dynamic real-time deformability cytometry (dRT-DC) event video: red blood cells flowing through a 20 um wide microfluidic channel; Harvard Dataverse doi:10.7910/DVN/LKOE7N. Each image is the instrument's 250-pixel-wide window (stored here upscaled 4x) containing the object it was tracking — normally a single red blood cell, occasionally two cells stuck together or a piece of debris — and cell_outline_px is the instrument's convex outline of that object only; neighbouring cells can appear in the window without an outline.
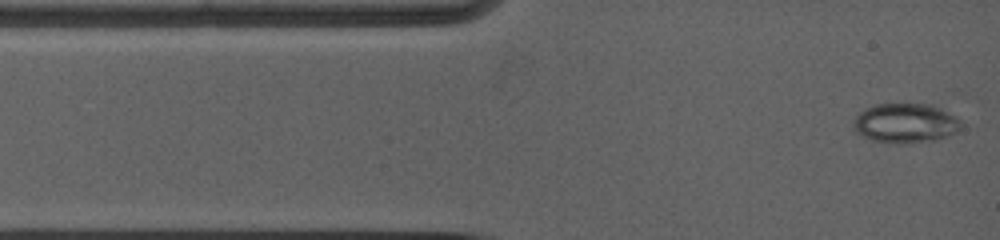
{"species": "common noctule bat (a hibernating species)", "species_latin": "Nyctalus noctula", "temperature_condition": "warm", "stored_images_in_passage": 5, "camera_frame_rate_fps": 5000, "um_per_image_px": 0.085, "animal": {"sex": "female", "body_mass_g": 19.0, "forearm_length_mm": 53.3}, "frame": {"image": 1, "passage_image": 1, "time_ms": 0.0, "image_size_px": [1000, 240], "cell_outline_px": [[956, 128], [940, 136], [908, 140], [880, 140], [868, 136], [860, 132], [856, 128], [856, 120], [868, 108], [880, 104], [920, 104], [936, 108], [944, 112], [956, 120]], "centroid_in_image_um": [76.87, 10.38], "position_along_channel_um": 8.1, "area_um2": 21.15}}